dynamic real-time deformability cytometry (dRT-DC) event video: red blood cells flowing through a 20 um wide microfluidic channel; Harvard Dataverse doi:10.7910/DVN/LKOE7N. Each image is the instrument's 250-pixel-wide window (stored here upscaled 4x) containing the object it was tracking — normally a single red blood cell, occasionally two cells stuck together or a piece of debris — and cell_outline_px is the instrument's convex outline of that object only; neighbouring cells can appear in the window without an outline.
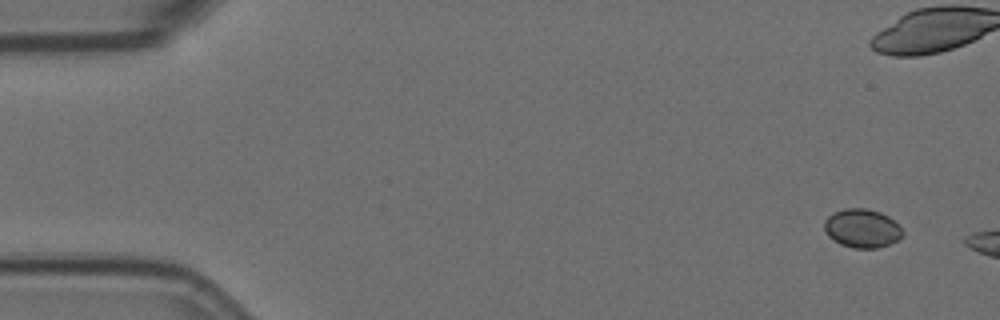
{"species": "Egyptian fruit bat (a non-hibernating species)", "species_latin": "Rousettus aegyptiacus", "temperature_condition": "room temperature", "stored_images_in_passage": 2, "camera_frame_rate_fps": 3000, "um_per_image_px": 0.085, "animal": {"sex": "female"}, "frame": {"image": 1, "passage_image": 1, "time_ms": 0.0, "image_size_px": [1000, 320], "cell_outline_px": [[904, 232], [896, 240], [888, 244], [876, 248], [852, 248], [840, 244], [828, 236], [824, 228], [824, 220], [832, 212], [844, 208], [868, 208], [880, 212], [888, 216], [900, 224]], "centroid_in_image_um": [73.26, 19.39], "position_along_channel_um": 11.7, "area_um2": 17.8}}